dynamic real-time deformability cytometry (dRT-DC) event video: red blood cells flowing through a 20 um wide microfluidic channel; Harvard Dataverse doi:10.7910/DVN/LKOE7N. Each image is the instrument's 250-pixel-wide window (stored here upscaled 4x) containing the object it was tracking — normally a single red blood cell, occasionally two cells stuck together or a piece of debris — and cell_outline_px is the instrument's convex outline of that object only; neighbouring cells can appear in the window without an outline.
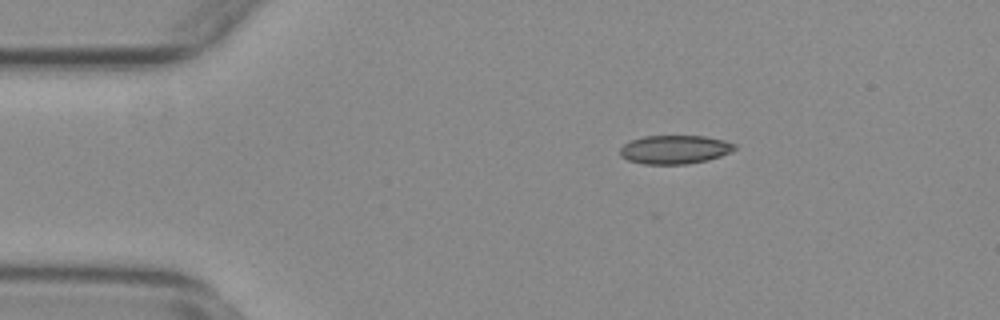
{"species": "common noctule bat (a hibernating species)", "species_latin": "Nyctalus noctula", "temperature_condition": "warm", "stored_images_in_passage": 49, "camera_frame_rate_fps": 3000, "um_per_image_px": 0.085, "animal": {"sex": "female", "body_mass_g": 29.2, "forearm_length_mm": 56.3}, "frame": {"image": 1, "passage_image": 4, "time_ms": 1.0, "image_size_px": [1000, 320], "cell_outline_px": [[736, 148], [720, 156], [708, 160], [684, 164], [644, 164], [628, 160], [620, 156], [620, 148], [624, 144], [632, 140], [644, 136], [704, 136], [724, 140], [736, 144]], "centroid_in_image_um": [57.34, 12.71], "position_along_channel_um": 27.7, "area_um2": 19.02}}
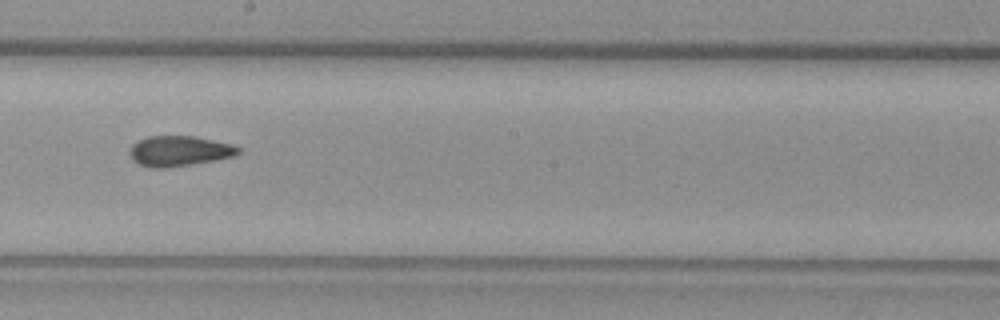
{"frame": {"image": 2, "passage_image": 25, "time_ms": 8.0, "image_size_px": [1000, 320], "cell_outline_px": [[240, 152], [236, 156], [216, 160], [192, 164], [164, 168], [148, 168], [132, 160], [128, 152], [132, 144], [148, 136], [192, 136], [232, 144], [240, 148]], "centroid_in_image_um": [15.22, 12.84], "position_along_channel_um": 233.0, "area_um2": 19.25}}
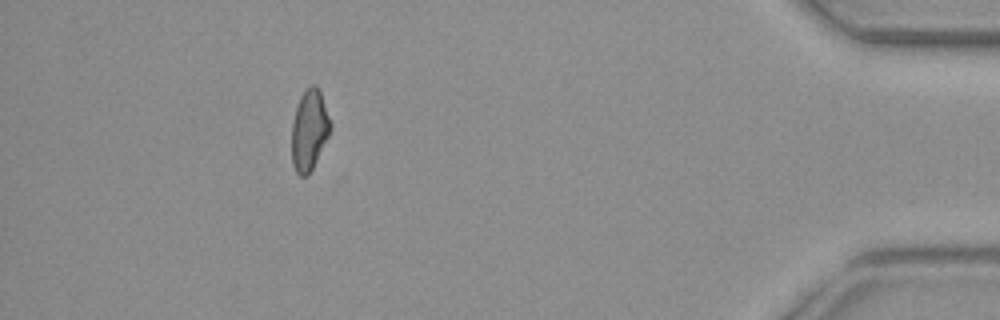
{"frame": {"image": 3, "passage_image": 44, "time_ms": 14.333, "image_size_px": [1000, 320], "cell_outline_px": [[332, 128], [308, 176], [300, 176], [296, 172], [292, 164], [292, 124], [296, 108], [300, 96], [312, 84], [316, 84], [320, 92], [332, 124]], "centroid_in_image_um": [26.29, 11.07], "position_along_channel_um": 408.9, "area_um2": 17.98}, "authors_computed_cell_mechanics": {"area_um2": 18.9584, "velocity_mm_per_s": 3.7519, "shape_relaxation_time_tau1_ms": null, "shape_relaxation_time_tau2_ms": 3.5848, "deformation_change_tau1": null, "deformation_change_tau2": 0.0954}}